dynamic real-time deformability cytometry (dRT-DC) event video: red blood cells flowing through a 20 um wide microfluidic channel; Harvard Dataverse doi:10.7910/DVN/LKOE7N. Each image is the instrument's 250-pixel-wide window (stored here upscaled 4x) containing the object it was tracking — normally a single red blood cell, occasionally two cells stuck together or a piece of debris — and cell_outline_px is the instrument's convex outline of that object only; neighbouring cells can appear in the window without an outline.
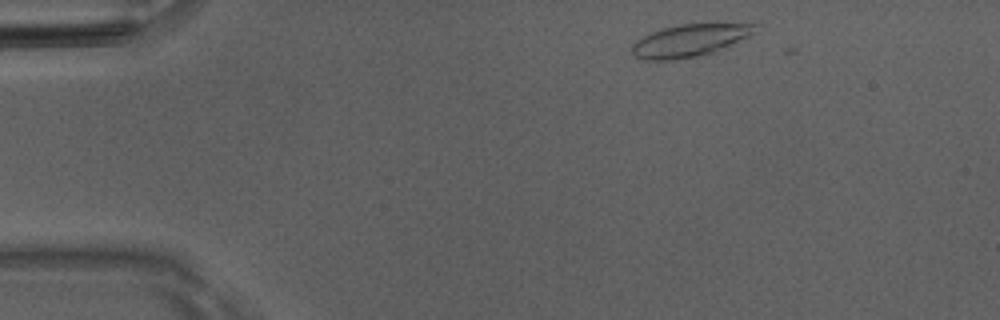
{"species": "Egyptian fruit bat (a non-hibernating species)", "species_latin": "Rousettus aegyptiacus", "temperature_condition": "room temperature", "stored_images_in_passage": 4, "camera_frame_rate_fps": 3000, "um_per_image_px": 0.085, "animal": {"sex": "male"}, "frame": {"image": 1, "passage_image": 3, "time_ms": 0.667, "image_size_px": [1000, 320], "cell_outline_px": [[756, 32], [716, 52], [700, 56], [676, 60], [644, 60], [636, 56], [632, 52], [632, 44], [636, 40], [660, 28], [680, 24], [756, 24]], "centroid_in_image_um": [58.6, 3.45], "position_along_channel_um": 26.4, "area_um2": 23.18}}